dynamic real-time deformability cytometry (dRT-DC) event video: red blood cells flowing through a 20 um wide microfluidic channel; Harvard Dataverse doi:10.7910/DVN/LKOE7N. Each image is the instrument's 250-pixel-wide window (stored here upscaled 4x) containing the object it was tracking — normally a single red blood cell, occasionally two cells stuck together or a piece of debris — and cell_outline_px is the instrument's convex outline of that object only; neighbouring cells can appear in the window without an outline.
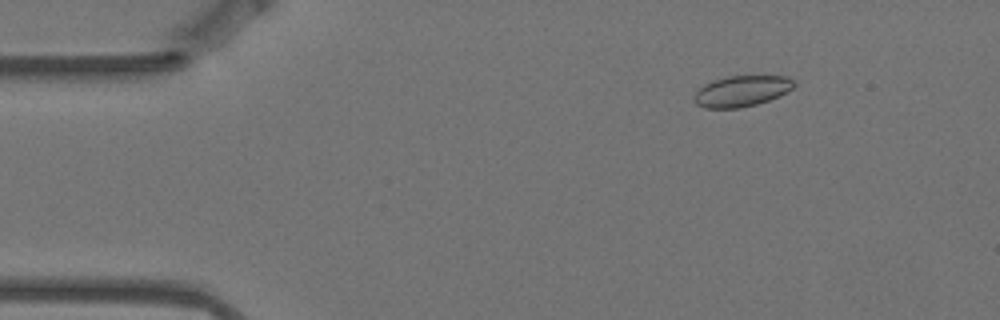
{"species": "Egyptian fruit bat (a non-hibernating species)", "species_latin": "Rousettus aegyptiacus", "temperature_condition": "warm", "stored_images_in_passage": 5, "camera_frame_rate_fps": 3000, "um_per_image_px": 0.085, "animal": {"sex": "female"}, "frame": {"image": 1, "passage_image": 1, "time_ms": 0.0, "image_size_px": [1000, 320], "cell_outline_px": [[796, 84], [788, 92], [780, 96], [756, 104], [740, 108], [704, 108], [696, 104], [692, 100], [692, 96], [704, 84], [712, 80], [728, 76], [788, 76]], "centroid_in_image_um": [63.02, 7.74], "position_along_channel_um": 22.0, "area_um2": 18.15}}
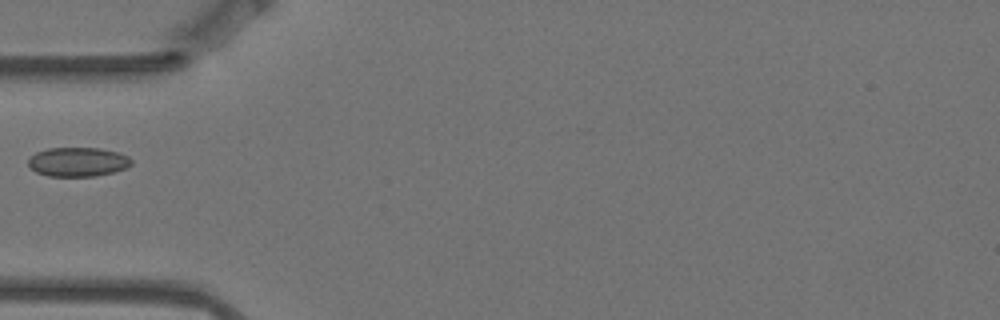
{"frame": {"image": 2, "passage_image": 4, "time_ms": 1.0, "image_size_px": [1000, 320], "cell_outline_px": [[132, 164], [128, 168], [96, 176], [48, 176], [36, 172], [28, 164], [28, 160], [36, 152], [48, 148], [100, 148], [116, 152], [128, 156], [132, 160]], "centroid_in_image_um": [6.64, 13.76], "position_along_channel_um": 78.4, "area_um2": 17.51}}